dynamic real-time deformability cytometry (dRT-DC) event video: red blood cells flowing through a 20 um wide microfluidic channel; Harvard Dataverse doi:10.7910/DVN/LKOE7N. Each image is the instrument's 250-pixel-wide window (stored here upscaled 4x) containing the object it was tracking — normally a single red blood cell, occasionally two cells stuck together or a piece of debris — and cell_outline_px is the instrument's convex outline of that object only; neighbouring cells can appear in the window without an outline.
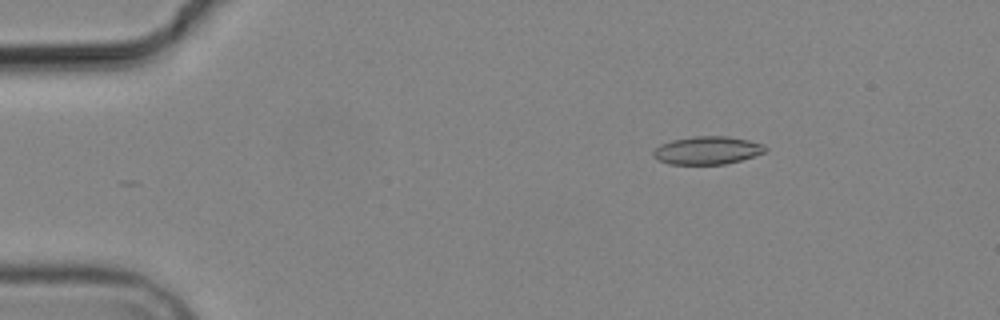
{"species": "common noctule bat (a hibernating species)", "species_latin": "Nyctalus noctula", "temperature_condition": "cold", "stored_images_in_passage": 5, "camera_frame_rate_fps": 3000, "um_per_image_px": 0.085, "animal": {"sex": "male", "body_mass_g": 19.2, "forearm_length_mm": 51.8}, "frame": {"image": 1, "passage_image": 3, "time_ms": 2.333, "image_size_px": [1000, 320], "cell_outline_px": [[768, 148], [764, 152], [740, 160], [724, 164], [668, 164], [656, 160], [652, 156], [652, 152], [660, 144], [672, 140], [696, 136], [728, 136], [748, 140], [764, 144]], "centroid_in_image_um": [60.08, 12.78], "position_along_channel_um": 24.9, "area_um2": 18.26}}